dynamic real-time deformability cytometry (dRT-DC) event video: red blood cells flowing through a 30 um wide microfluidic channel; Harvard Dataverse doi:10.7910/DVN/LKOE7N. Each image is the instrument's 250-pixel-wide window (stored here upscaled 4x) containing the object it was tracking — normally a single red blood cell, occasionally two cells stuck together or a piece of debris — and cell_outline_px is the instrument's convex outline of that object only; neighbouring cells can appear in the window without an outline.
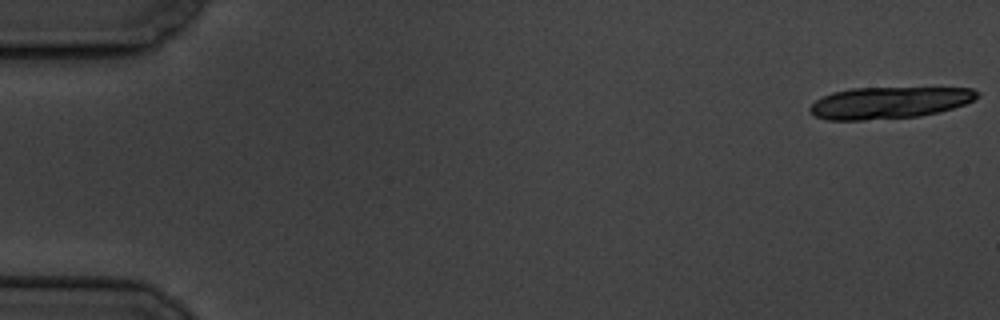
{"species": "common noctule bat (a hibernating species)", "species_latin": "Nyctalus noctula", "temperature_condition": "cold", "stored_images_in_passage": 19, "camera_frame_rate_fps": 3000, "um_per_image_px": 0.085, "animal": {"sex": "male", "body_mass_g": 19.5, "forearm_length_mm": 54.6}, "frame": {"image": 1, "passage_image": 1, "time_ms": 0.0, "image_size_px": [1000, 320], "cell_outline_px": [[980, 96], [964, 104], [940, 112], [920, 116], [864, 120], [828, 120], [816, 116], [808, 108], [816, 100], [832, 92], [852, 88], [972, 88], [980, 92]], "centroid_in_image_um": [75.59, 8.73], "position_along_channel_um": 9.4, "area_um2": 30.81}}